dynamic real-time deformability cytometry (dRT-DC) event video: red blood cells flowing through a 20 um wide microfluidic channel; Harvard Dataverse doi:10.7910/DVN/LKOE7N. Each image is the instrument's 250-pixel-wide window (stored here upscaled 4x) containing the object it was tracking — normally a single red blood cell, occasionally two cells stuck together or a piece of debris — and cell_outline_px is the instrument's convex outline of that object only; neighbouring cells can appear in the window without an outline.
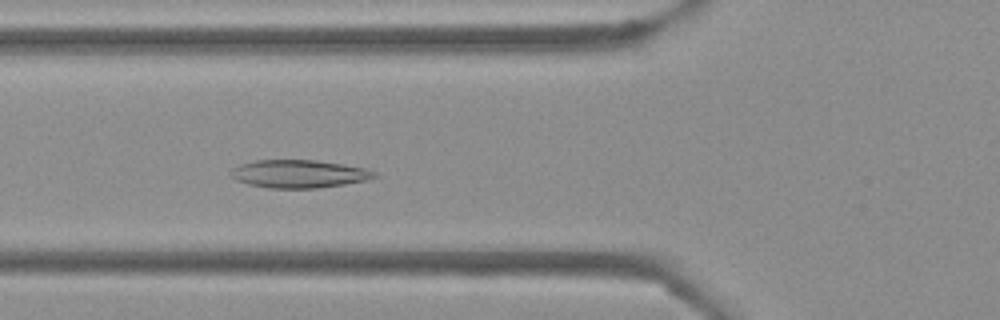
{"species": "Egyptian fruit bat (a non-hibernating species)", "species_latin": "Rousettus aegyptiacus", "temperature_condition": "cold", "stored_images_in_passage": 53, "camera_frame_rate_fps": 3000, "um_per_image_px": 0.085, "frame": {"image": 1, "passage_image": 19, "time_ms": 6.0, "image_size_px": [1000, 320], "cell_outline_px": [[380, 176], [364, 180], [344, 184], [316, 188], [268, 188], [248, 184], [236, 180], [228, 172], [232, 168], [240, 164], [256, 160], [316, 160], [344, 164], [364, 168], [376, 172]], "centroid_in_image_um": [25.39, 14.77], "position_along_channel_um": 100.4, "area_um2": 23.41}}
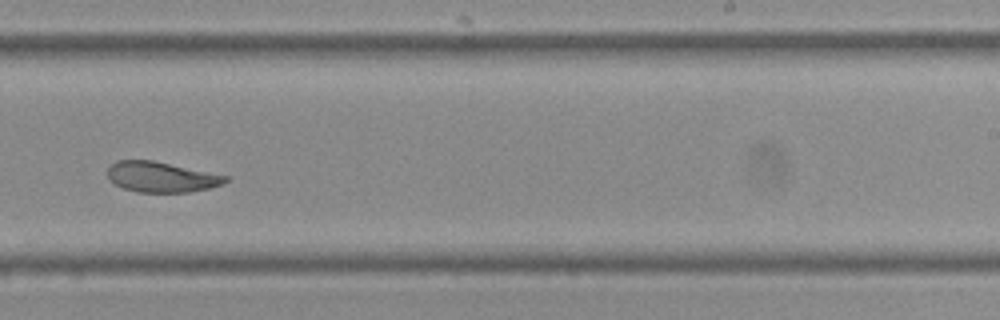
{"frame": {"image": 2, "passage_image": 33, "time_ms": 10.667, "image_size_px": [1000, 320], "cell_outline_px": [[228, 180], [224, 184], [208, 188], [188, 192], [136, 192], [124, 188], [108, 180], [108, 168], [116, 160], [152, 160], [228, 176]], "centroid_in_image_um": [13.69, 15.04], "position_along_channel_um": 275.3, "area_um2": 20.75}}
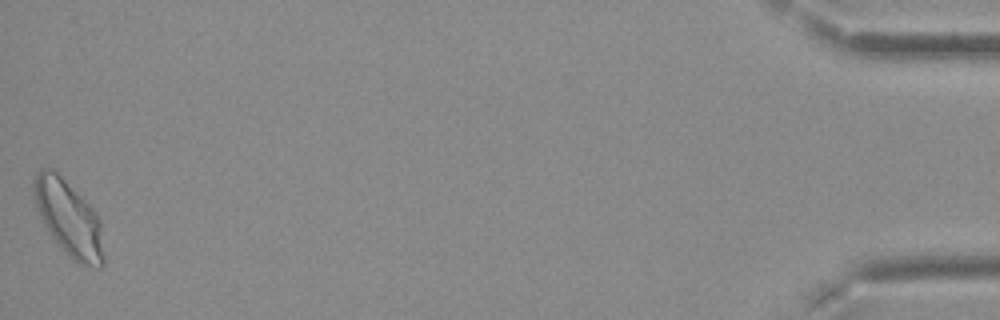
{"frame": {"image": 3, "passage_image": 53, "time_ms": 17.333, "image_size_px": [1000, 320], "cell_outline_px": [[104, 264], [100, 268], [80, 264], [72, 260], [60, 248], [44, 224], [32, 200], [32, 184], [36, 172], [40, 168], [48, 168], [56, 172], [96, 212], [100, 220], [104, 256]], "centroid_in_image_um": [5.81, 18.58], "position_along_channel_um": 429.4, "area_um2": 30.75}, "authors_computed_cell_mechanics": {"area_um2": 23.987, "velocity_mm_per_s": 3.7444, "shape_relaxation_time_tau1_ms": null, "shape_relaxation_time_tau2_ms": 2.2112, "deformation_change_tau1": null, "deformation_change_tau2": 0.0671}}